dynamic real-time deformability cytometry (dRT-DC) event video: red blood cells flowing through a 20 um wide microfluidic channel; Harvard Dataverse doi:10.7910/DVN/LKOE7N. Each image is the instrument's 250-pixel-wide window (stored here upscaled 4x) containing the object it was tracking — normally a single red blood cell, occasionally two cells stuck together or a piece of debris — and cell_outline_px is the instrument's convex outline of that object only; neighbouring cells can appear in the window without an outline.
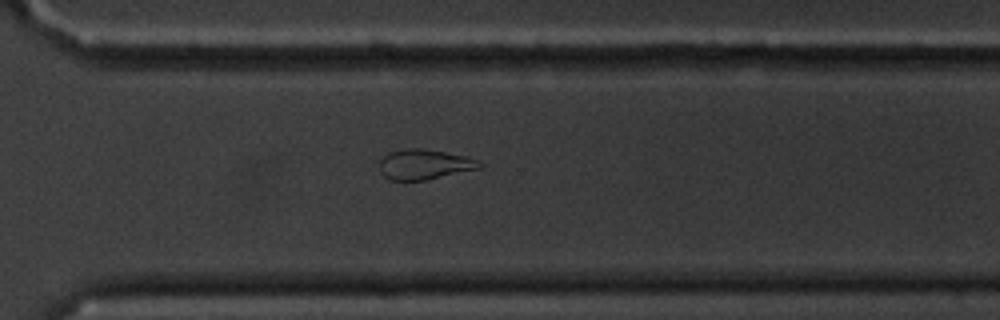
{"species": "common noctule bat (a hibernating species)", "species_latin": "Nyctalus noctula", "temperature_condition": "cold", "stored_images_in_passage": 12, "camera_frame_rate_fps": 3000, "um_per_image_px": 0.085, "animal": {"sex": "male", "body_mass_g": 20.1, "forearm_length_mm": 53.5}, "frame": {"image": 1, "passage_image": 12, "time_ms": 3.667, "image_size_px": [1000, 320], "cell_outline_px": [[484, 168], [424, 180], [392, 180], [384, 176], [380, 172], [380, 160], [388, 152], [404, 148], [420, 148], [444, 152], [464, 156], [480, 160], [484, 164]], "centroid_in_image_um": [36.11, 13.97], "position_along_channel_um": 334.5, "area_um2": 17.69}}